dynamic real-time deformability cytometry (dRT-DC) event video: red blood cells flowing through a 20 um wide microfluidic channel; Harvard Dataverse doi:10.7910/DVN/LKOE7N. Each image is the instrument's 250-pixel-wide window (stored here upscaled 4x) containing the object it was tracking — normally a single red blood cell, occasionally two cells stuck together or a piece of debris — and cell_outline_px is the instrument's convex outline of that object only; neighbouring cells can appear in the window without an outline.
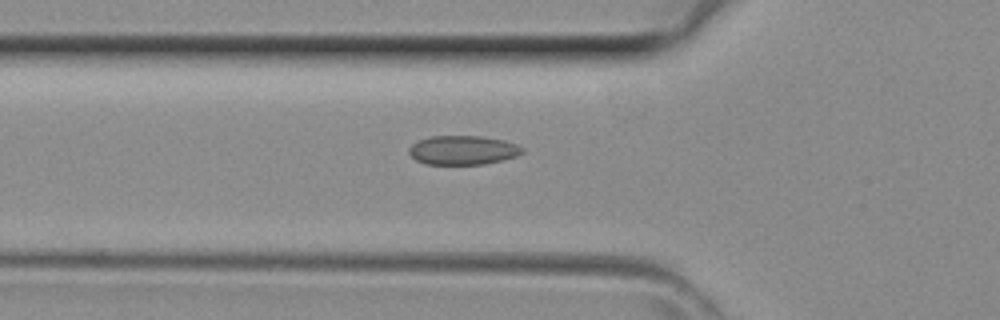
{"species": "common noctule bat (a hibernating species)", "species_latin": "Nyctalus noctula", "temperature_condition": "room temperature", "stored_images_in_passage": 34, "camera_frame_rate_fps": 3000, "um_per_image_px": 0.085, "animal": {"sex": "female", "body_mass_g": 29.2, "forearm_length_mm": 56.3}, "frame": {"image": 1, "passage_image": 6, "time_ms": 1.667, "image_size_px": [1000, 320], "cell_outline_px": [[524, 152], [516, 156], [484, 164], [424, 164], [416, 160], [408, 152], [408, 148], [412, 144], [420, 140], [432, 136], [480, 136], [504, 140], [516, 144], [524, 148]], "centroid_in_image_um": [39.34, 12.76], "position_along_channel_um": 86.5, "area_um2": 19.13}}
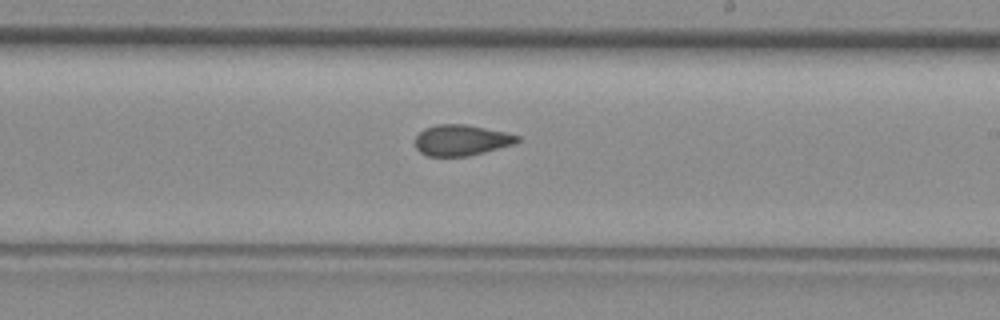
{"frame": {"image": 2, "passage_image": 16, "time_ms": 5.0, "image_size_px": [1000, 320], "cell_outline_px": [[520, 140], [516, 144], [468, 156], [428, 156], [420, 152], [416, 148], [416, 136], [424, 128], [436, 124], [468, 124], [504, 132], [520, 136]], "centroid_in_image_um": [39.23, 11.91], "position_along_channel_um": 249.8, "area_um2": 18.44}}
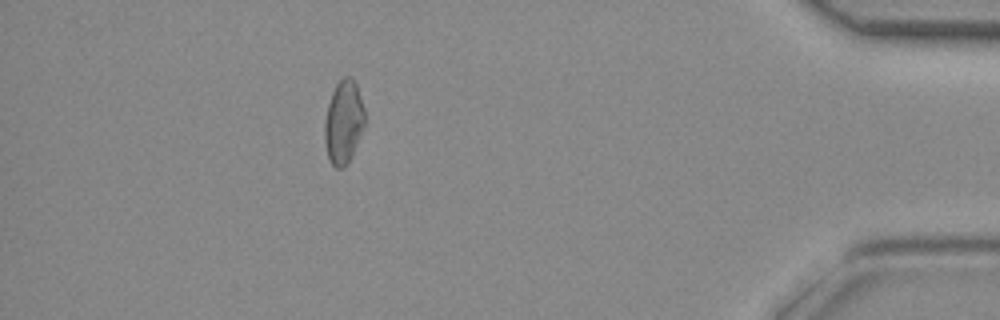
{"frame": {"image": 3, "passage_image": 29, "time_ms": 9.333, "image_size_px": [1000, 320], "cell_outline_px": [[364, 124], [356, 144], [348, 160], [340, 168], [336, 168], [328, 160], [324, 140], [324, 124], [328, 104], [332, 92], [336, 84], [344, 76], [352, 76], [356, 84], [364, 108]], "centroid_in_image_um": [29.17, 10.33], "position_along_channel_um": 406.0, "area_um2": 19.13}}